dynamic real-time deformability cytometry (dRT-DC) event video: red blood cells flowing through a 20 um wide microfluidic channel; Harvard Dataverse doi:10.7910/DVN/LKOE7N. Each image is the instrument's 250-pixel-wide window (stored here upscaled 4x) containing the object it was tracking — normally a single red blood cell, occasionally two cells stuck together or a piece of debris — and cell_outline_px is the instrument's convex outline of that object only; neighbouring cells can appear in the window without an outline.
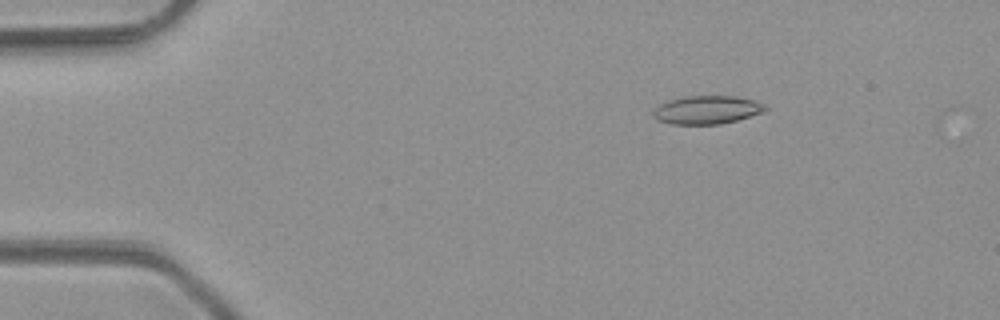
{"species": "common noctule bat (a hibernating species)", "species_latin": "Nyctalus noctula", "temperature_condition": "room temperature", "stored_images_in_passage": 4, "camera_frame_rate_fps": 3000, "um_per_image_px": 0.085, "animal": {"sex": "male", "body_mass_g": 23.1, "forearm_length_mm": 52.7}, "frame": {"image": 1, "passage_image": 1, "time_ms": 0.0, "image_size_px": [1000, 320], "cell_outline_px": [[768, 108], [764, 112], [736, 120], [720, 124], [672, 124], [656, 120], [652, 116], [652, 112], [660, 104], [668, 100], [684, 96], [736, 96], [756, 100], [764, 104]], "centroid_in_image_um": [60.09, 9.33], "position_along_channel_um": 24.9, "area_um2": 18.61}}